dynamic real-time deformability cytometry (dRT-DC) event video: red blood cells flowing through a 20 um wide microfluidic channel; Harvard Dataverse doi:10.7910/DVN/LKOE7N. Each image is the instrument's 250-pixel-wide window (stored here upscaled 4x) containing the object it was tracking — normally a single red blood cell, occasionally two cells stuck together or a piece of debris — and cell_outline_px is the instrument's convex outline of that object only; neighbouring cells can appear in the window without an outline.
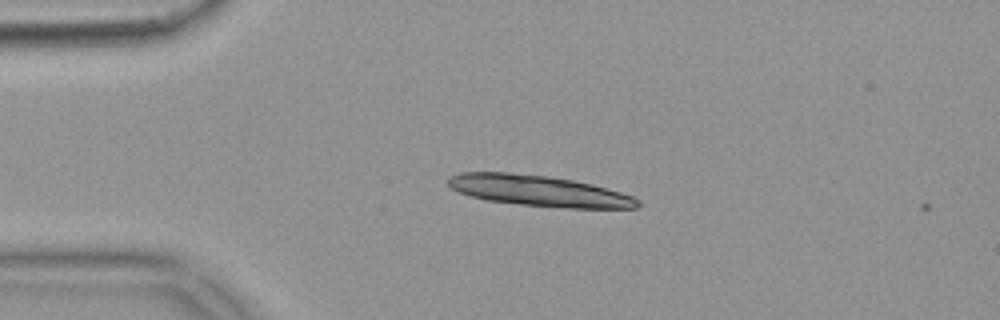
{"species": "common noctule bat (a hibernating species)", "species_latin": "Nyctalus noctula", "temperature_condition": "warm", "stored_images_in_passage": 2, "camera_frame_rate_fps": 3000, "um_per_image_px": 0.085, "animal": {"sex": "female", "body_mass_g": 18.4}, "frame": {"image": 1, "passage_image": 1, "time_ms": 0.0, "image_size_px": [1000, 320], "cell_outline_px": [[640, 204], [636, 208], [564, 208], [520, 204], [488, 200], [472, 196], [460, 192], [452, 188], [448, 184], [448, 176], [460, 172], [508, 172], [548, 176], [572, 180], [592, 184], [620, 192], [632, 196], [640, 200]], "centroid_in_image_um": [45.81, 16.21], "position_along_channel_um": 39.2, "area_um2": 33.93}}